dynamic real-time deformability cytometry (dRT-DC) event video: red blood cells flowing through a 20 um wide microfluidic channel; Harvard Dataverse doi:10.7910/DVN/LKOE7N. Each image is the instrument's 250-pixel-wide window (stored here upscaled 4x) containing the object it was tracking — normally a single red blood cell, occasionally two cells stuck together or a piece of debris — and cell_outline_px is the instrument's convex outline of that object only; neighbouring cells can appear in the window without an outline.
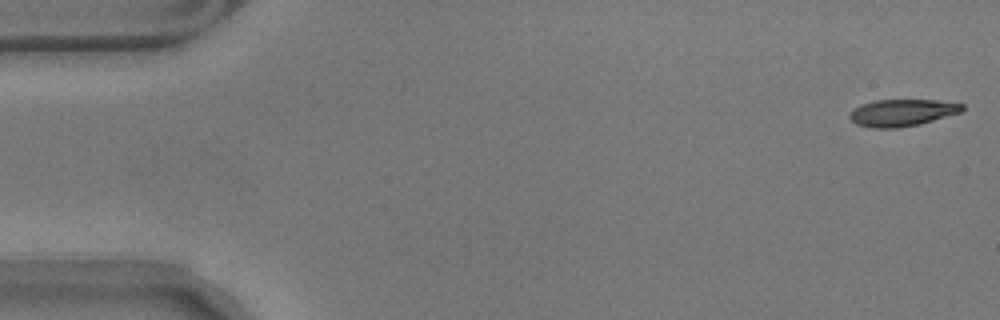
{"species": "common noctule bat (a hibernating species)", "species_latin": "Nyctalus noctula", "temperature_condition": "warm", "stored_images_in_passage": 56, "camera_frame_rate_fps": 3000, "um_per_image_px": 0.085, "animal": {"sex": "male", "body_mass_g": 17.9}, "frame": {"image": 1, "passage_image": 1, "time_ms": 0.0, "image_size_px": [1000, 320], "cell_outline_px": [[964, 108], [960, 112], [932, 120], [916, 124], [896, 128], [872, 128], [856, 124], [848, 116], [852, 108], [860, 104], [876, 100], [936, 100], [964, 104]], "centroid_in_image_um": [76.61, 9.57], "position_along_channel_um": 8.4, "area_um2": 17.51}}
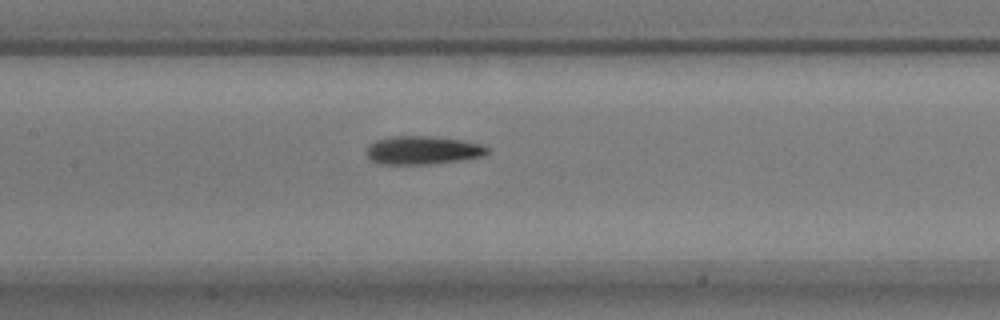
{"frame": {"image": 2, "passage_image": 26, "time_ms": 8.333, "image_size_px": [1000, 320], "cell_outline_px": [[488, 152], [480, 156], [460, 160], [428, 164], [380, 164], [372, 160], [368, 156], [368, 144], [376, 140], [392, 136], [432, 136], [460, 140], [480, 144], [488, 148]], "centroid_in_image_um": [35.89, 12.76], "position_along_channel_um": 171.5, "area_um2": 19.65}}
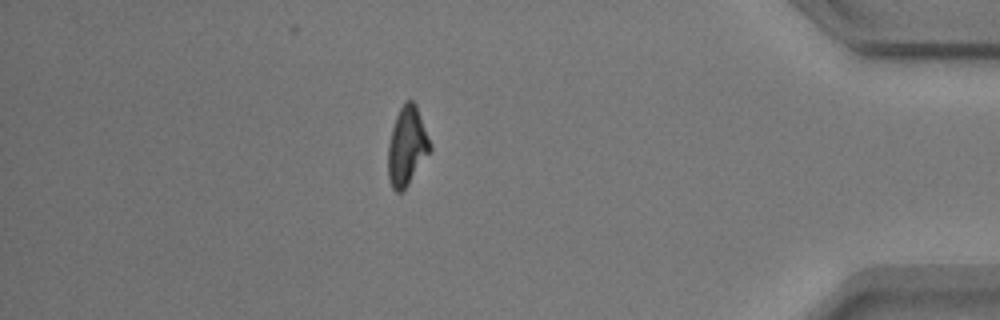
{"frame": {"image": 3, "passage_image": 49, "time_ms": 16.0, "image_size_px": [1000, 320], "cell_outline_px": [[432, 148], [408, 184], [400, 192], [396, 192], [392, 188], [388, 176], [388, 144], [392, 128], [396, 116], [400, 108], [408, 100], [412, 100], [416, 104], [432, 144]], "centroid_in_image_um": [34.59, 12.41], "position_along_channel_um": 400.6, "area_um2": 19.07}, "authors_computed_cell_mechanics": {"area_um2": 19.2474, "velocity_mm_per_s": 3.5279, "shape_relaxation_time_tau1_ms": 3.5068, "shape_relaxation_time_tau2_ms": 7.7066, "deformation_change_tau1": 0.1549, "deformation_change_tau2": 0.1703}}